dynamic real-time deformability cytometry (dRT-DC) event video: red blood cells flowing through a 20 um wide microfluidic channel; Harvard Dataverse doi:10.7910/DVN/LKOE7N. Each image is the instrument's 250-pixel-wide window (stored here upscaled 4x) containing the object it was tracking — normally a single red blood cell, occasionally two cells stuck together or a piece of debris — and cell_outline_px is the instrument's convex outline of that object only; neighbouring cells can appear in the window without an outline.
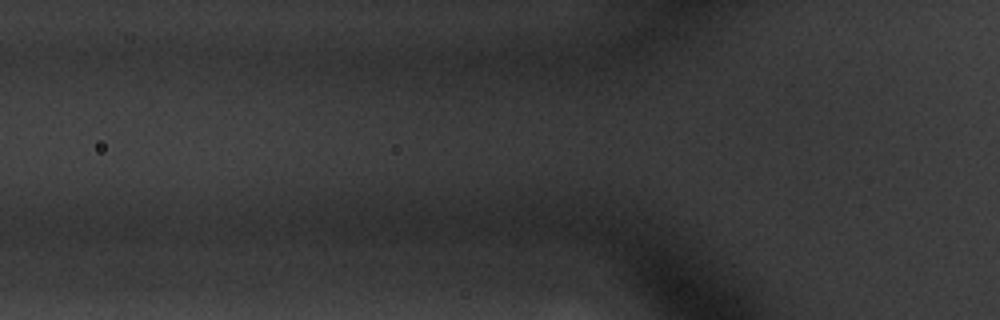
{"species": "common noctule bat (a hibernating species)", "species_latin": "Nyctalus noctula", "temperature_condition": "warm", "stored_images_in_passage": 3, "camera_frame_rate_fps": 3000, "um_per_image_px": 0.085, "animal": {"sex": "male", "body_mass_g": 20.1, "forearm_length_mm": 53.5}, "frame": {"image": 1, "passage_image": 3, "time_ms": 0.667, "image_size_px": [1000, 320], "cell_outline_px": [[536, 56], [524, 64], [464, 64], [440, 60], [428, 56], [424, 52], [432, 48], [516, 48], [536, 52]], "centroid_in_image_um": [40.99, 4.72], "position_along_channel_um": 84.8, "area_um2": 11.04}}